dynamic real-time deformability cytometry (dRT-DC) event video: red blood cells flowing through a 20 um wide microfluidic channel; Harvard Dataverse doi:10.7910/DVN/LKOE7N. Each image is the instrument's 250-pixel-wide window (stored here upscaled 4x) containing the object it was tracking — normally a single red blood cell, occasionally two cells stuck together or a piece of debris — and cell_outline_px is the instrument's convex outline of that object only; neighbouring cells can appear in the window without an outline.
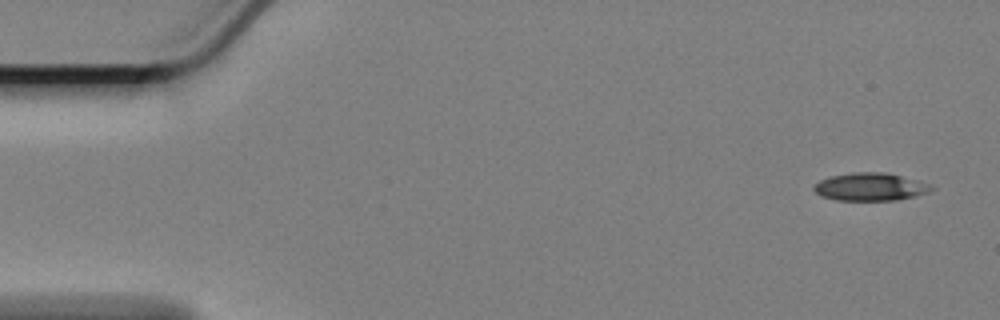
{"species": "Egyptian fruit bat (a non-hibernating species)", "species_latin": "Rousettus aegyptiacus", "temperature_condition": "cold", "stored_images_in_passage": 57, "camera_frame_rate_fps": 3000, "um_per_image_px": 0.085, "animal": {"sex": "female"}, "frame": {"image": 1, "passage_image": 1, "time_ms": 0.0, "image_size_px": [1000, 320], "cell_outline_px": [[936, 188], [928, 192], [916, 196], [896, 200], [836, 200], [820, 196], [812, 188], [812, 184], [828, 176], [852, 172], [884, 172], [932, 184]], "centroid_in_image_um": [73.94, 15.88], "position_along_channel_um": 11.1, "area_um2": 19.25}}
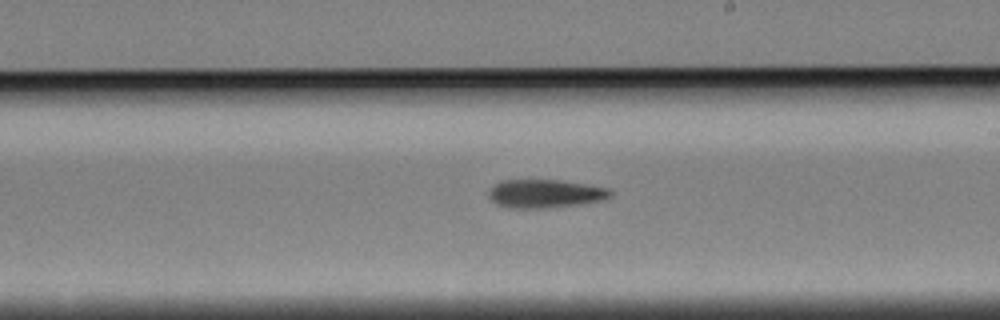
{"frame": {"image": 2, "passage_image": 32, "time_ms": 10.333, "image_size_px": [1000, 320], "cell_outline_px": [[616, 192], [612, 196], [604, 200], [584, 204], [548, 208], [508, 208], [496, 204], [488, 196], [488, 192], [500, 180], [560, 180], [588, 184], [612, 188]], "centroid_in_image_um": [46.44, 16.46], "position_along_channel_um": 242.6, "area_um2": 20.63}}
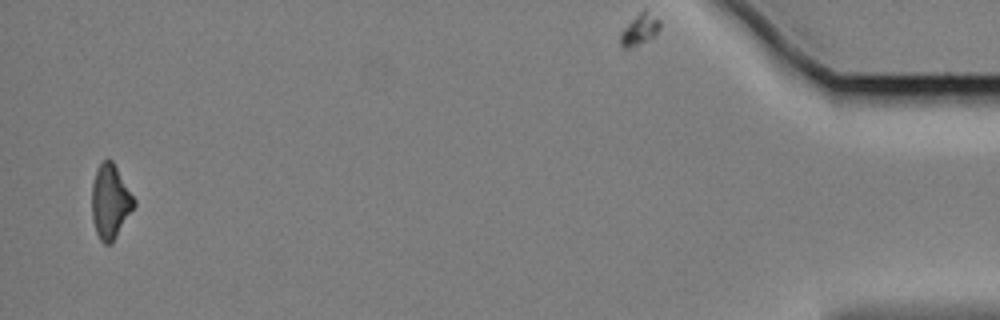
{"frame": {"image": 3, "passage_image": 56, "time_ms": 18.333, "image_size_px": [1000, 320], "cell_outline_px": [[136, 204], [112, 244], [104, 244], [100, 240], [96, 232], [92, 220], [92, 184], [96, 172], [100, 164], [104, 160], [112, 160], [136, 200]], "centroid_in_image_um": [9.38, 17.17], "position_along_channel_um": 425.8, "area_um2": 18.15}, "authors_computed_cell_mechanics": {"area_um2": 19.8254, "velocity_mm_per_s": 3.3654, "shape_relaxation_time_tau1_ms": 3.0959, "shape_relaxation_time_tau2_ms": null, "deformation_change_tau1": 0.1145, "deformation_change_tau2": null}}